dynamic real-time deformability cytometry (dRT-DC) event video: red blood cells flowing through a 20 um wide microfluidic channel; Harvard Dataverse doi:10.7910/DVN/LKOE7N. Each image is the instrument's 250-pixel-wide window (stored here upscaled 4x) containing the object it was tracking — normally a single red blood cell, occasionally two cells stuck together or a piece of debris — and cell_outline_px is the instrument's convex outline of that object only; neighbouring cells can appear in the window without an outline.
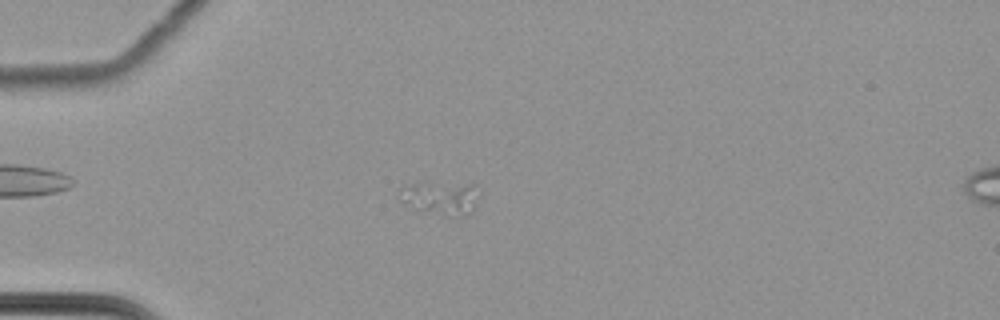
{"species": "common noctule bat (a hibernating species)", "species_latin": "Nyctalus noctula", "temperature_condition": "cold", "stored_images_in_passage": 45, "camera_frame_rate_fps": 3000, "um_per_image_px": 0.085, "animal": {"sex": "female", "body_mass_g": 22.7, "forearm_length_mm": 54.2}, "frame": {"image": 1, "passage_image": 2, "time_ms": 0.333, "image_size_px": [1000, 320], "cell_outline_px": [[480, 196], [472, 212], [452, 216], [444, 216], [416, 208], [400, 200], [400, 188], [416, 184], [476, 184]], "centroid_in_image_um": [37.55, 16.83], "position_along_channel_um": 47.5, "area_um2": 14.91}}
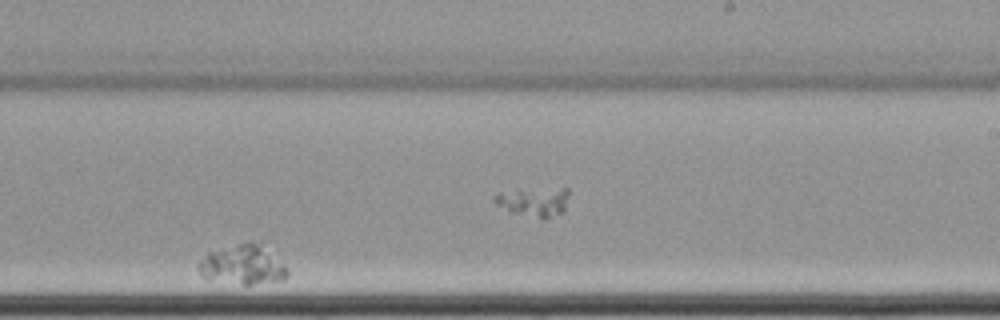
{"frame": {"image": 2, "passage_image": 21, "time_ms": 6.667, "image_size_px": [1000, 320], "cell_outline_px": [[288, 276], [284, 280], [248, 284], [244, 284], [204, 280], [200, 276], [196, 268], [196, 264], [208, 252], [240, 244], [256, 244], [284, 268], [288, 272]], "centroid_in_image_um": [20.45, 22.59], "position_along_channel_um": 268.6, "area_um2": 19.48}}
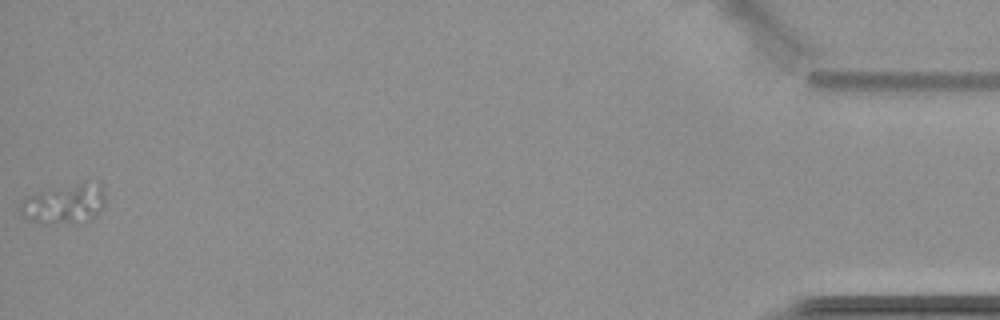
{"frame": {"image": 3, "passage_image": 45, "time_ms": 14.667, "image_size_px": [1000, 320], "cell_outline_px": [[104, 204], [100, 212], [96, 216], [88, 220], [48, 224], [40, 224], [24, 216], [20, 212], [20, 204], [28, 196], [40, 192], [84, 180], [100, 180], [104, 184]], "centroid_in_image_um": [5.57, 17.27], "position_along_channel_um": 429.6, "area_um2": 19.94}}